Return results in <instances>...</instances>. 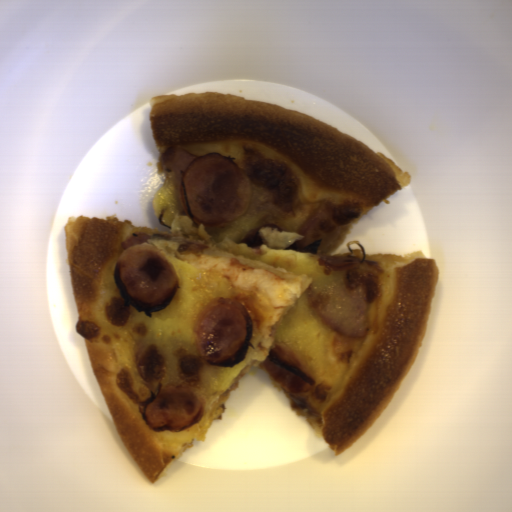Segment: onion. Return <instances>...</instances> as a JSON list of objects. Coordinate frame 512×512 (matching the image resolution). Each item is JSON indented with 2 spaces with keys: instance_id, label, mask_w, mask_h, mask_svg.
Listing matches in <instances>:
<instances>
[{
  "instance_id": "1",
  "label": "onion",
  "mask_w": 512,
  "mask_h": 512,
  "mask_svg": "<svg viewBox=\"0 0 512 512\" xmlns=\"http://www.w3.org/2000/svg\"><path fill=\"white\" fill-rule=\"evenodd\" d=\"M306 296L314 312L340 335L367 337L370 323L363 281L346 279L326 290L308 286Z\"/></svg>"
}]
</instances>
